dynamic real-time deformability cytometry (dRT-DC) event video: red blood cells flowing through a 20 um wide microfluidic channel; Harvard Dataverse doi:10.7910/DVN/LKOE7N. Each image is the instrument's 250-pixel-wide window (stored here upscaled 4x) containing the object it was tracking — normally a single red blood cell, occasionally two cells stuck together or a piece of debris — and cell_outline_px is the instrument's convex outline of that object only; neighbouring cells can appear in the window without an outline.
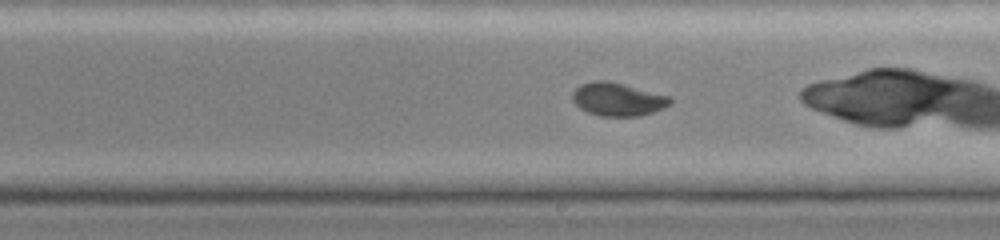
{"species": "common noctule bat (a hibernating species)", "species_latin": "Nyctalus noctula", "temperature_condition": "cold", "stored_images_in_passage": 44, "camera_frame_rate_fps": 3000, "um_per_image_px": 0.085, "animal": {"sex": "female", "body_mass_g": 19.0, "forearm_length_mm": 51.5}, "frame": {"image": 1, "passage_image": 26, "time_ms": 8.333, "image_size_px": [1000, 240], "cell_outline_px": [[672, 104], [664, 108], [640, 116], [600, 116], [588, 112], [580, 108], [572, 100], [572, 92], [580, 84], [592, 80], [608, 80], [672, 96]], "centroid_in_image_um": [52.53, 8.43], "position_along_channel_um": 236.5, "area_um2": 19.19}, "authors_computed_cell_mechanics": {"area_um2": 20.4901, "velocity_mm_per_s": 3.936, "shape_relaxation_time_tau1_ms": 4.858, "shape_relaxation_time_tau2_ms": null, "deformation_change_tau1": 0.1451, "deformation_change_tau2": null}}